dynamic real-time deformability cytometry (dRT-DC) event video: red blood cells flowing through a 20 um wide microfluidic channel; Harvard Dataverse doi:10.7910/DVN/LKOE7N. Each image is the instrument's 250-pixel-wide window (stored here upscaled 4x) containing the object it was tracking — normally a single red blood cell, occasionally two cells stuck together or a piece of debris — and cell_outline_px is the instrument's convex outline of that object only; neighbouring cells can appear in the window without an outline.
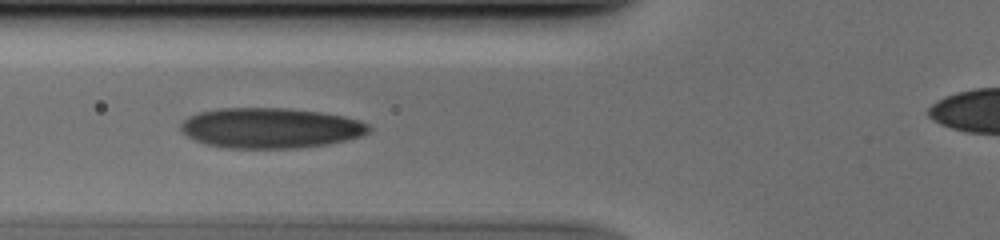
{"species": "human", "species_latin": "Homo sapiens", "temperature_condition": "cold", "stored_images_in_passage": 38, "camera_frame_rate_fps": 3000, "um_per_image_px": 0.085, "donor": {"sex": "male"}, "frame": {"image": 1, "passage_image": 12, "time_ms": 3.667, "image_size_px": [1000, 240], "cell_outline_px": [[372, 128], [368, 132], [360, 136], [328, 144], [296, 148], [228, 148], [204, 144], [180, 132], [180, 124], [188, 116], [200, 112], [220, 108], [288, 108], [320, 112], [344, 116], [360, 120], [368, 124]], "centroid_in_image_um": [22.97, 10.88], "position_along_channel_um": 102.8, "area_um2": 44.27}}
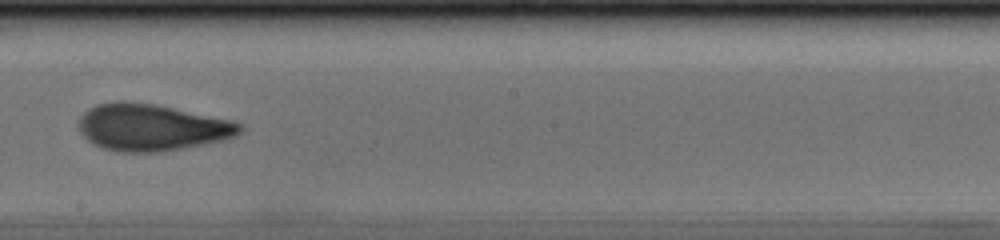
{"frame": {"image": 2, "passage_image": 22, "time_ms": 7.0, "image_size_px": [1000, 240], "cell_outline_px": [[244, 132], [236, 136], [224, 140], [204, 144], [160, 152], [116, 152], [92, 144], [80, 132], [80, 116], [88, 108], [96, 104], [120, 100], [156, 104], [232, 120], [244, 124]], "centroid_in_image_um": [12.92, 10.82], "position_along_channel_um": 235.3, "area_um2": 44.33}}
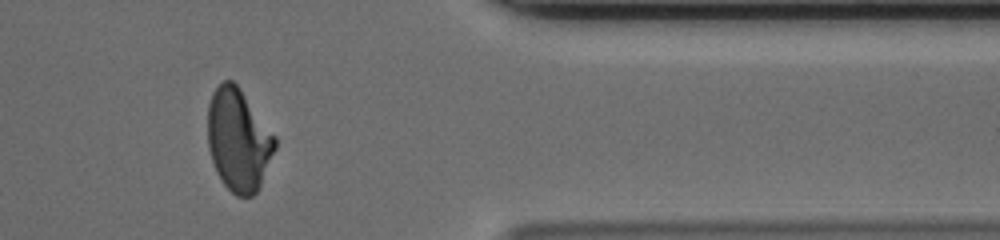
{"frame": {"image": 3, "passage_image": 35, "time_ms": 11.333, "image_size_px": [1000, 240], "cell_outline_px": [[276, 148], [260, 184], [256, 192], [252, 196], [236, 196], [224, 184], [216, 172], [208, 148], [208, 104], [212, 92], [224, 80], [232, 80], [240, 88], [276, 136]], "centroid_in_image_um": [20.26, 11.88], "position_along_channel_um": 391.1, "area_um2": 40.0}}